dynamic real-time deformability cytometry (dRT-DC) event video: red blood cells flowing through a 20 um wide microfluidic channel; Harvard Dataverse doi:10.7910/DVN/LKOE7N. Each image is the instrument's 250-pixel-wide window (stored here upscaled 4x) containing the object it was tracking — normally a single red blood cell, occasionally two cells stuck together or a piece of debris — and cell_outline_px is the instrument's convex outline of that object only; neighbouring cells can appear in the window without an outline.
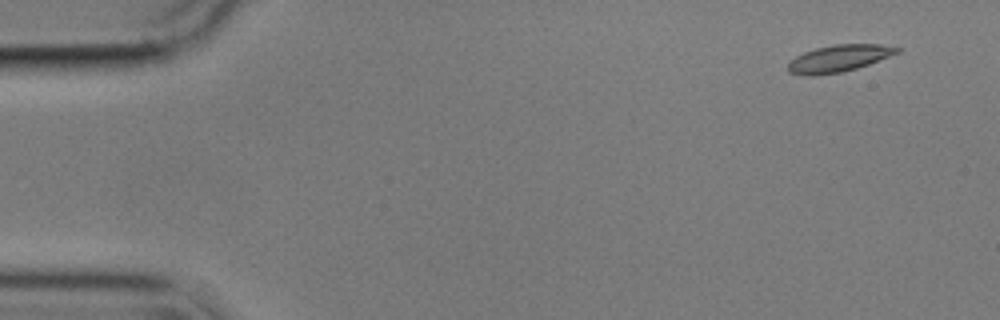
{"species": "common noctule bat (a hibernating species)", "species_latin": "Nyctalus noctula", "temperature_condition": "cold", "stored_images_in_passage": 11, "camera_frame_rate_fps": 3000, "um_per_image_px": 0.085, "animal": {"sex": "male", "body_mass_g": 17.9}, "frame": {"image": 1, "passage_image": 1, "time_ms": 0.0, "image_size_px": [1000, 320], "cell_outline_px": [[900, 52], [868, 64], [856, 68], [840, 72], [812, 76], [808, 76], [788, 72], [788, 64], [796, 56], [804, 52], [816, 48], [836, 44], [880, 44], [900, 48]], "centroid_in_image_um": [71.29, 4.96], "position_along_channel_um": 13.7, "area_um2": 16.88}}